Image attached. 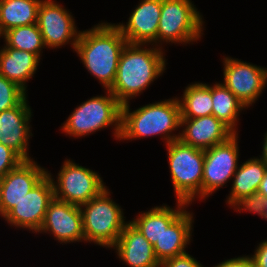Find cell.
<instances>
[{"instance_id":"52a82bcc","label":"cell","mask_w":267,"mask_h":267,"mask_svg":"<svg viewBox=\"0 0 267 267\" xmlns=\"http://www.w3.org/2000/svg\"><path fill=\"white\" fill-rule=\"evenodd\" d=\"M165 146L175 200L190 206L202 200L204 150L184 144L180 139Z\"/></svg>"},{"instance_id":"1f68e13d","label":"cell","mask_w":267,"mask_h":267,"mask_svg":"<svg viewBox=\"0 0 267 267\" xmlns=\"http://www.w3.org/2000/svg\"><path fill=\"white\" fill-rule=\"evenodd\" d=\"M262 199H267V170L258 188L255 202L245 212L249 213Z\"/></svg>"},{"instance_id":"2e32d148","label":"cell","mask_w":267,"mask_h":267,"mask_svg":"<svg viewBox=\"0 0 267 267\" xmlns=\"http://www.w3.org/2000/svg\"><path fill=\"white\" fill-rule=\"evenodd\" d=\"M267 165L259 157H250L238 165L225 203L237 213L245 212L256 200Z\"/></svg>"},{"instance_id":"ba28073f","label":"cell","mask_w":267,"mask_h":267,"mask_svg":"<svg viewBox=\"0 0 267 267\" xmlns=\"http://www.w3.org/2000/svg\"><path fill=\"white\" fill-rule=\"evenodd\" d=\"M65 158L56 179L50 171L54 187V198L75 205L87 203L98 196L107 186L98 172Z\"/></svg>"},{"instance_id":"d6a6232c","label":"cell","mask_w":267,"mask_h":267,"mask_svg":"<svg viewBox=\"0 0 267 267\" xmlns=\"http://www.w3.org/2000/svg\"><path fill=\"white\" fill-rule=\"evenodd\" d=\"M249 213L258 215L267 221V199H262Z\"/></svg>"},{"instance_id":"7a4b0ae2","label":"cell","mask_w":267,"mask_h":267,"mask_svg":"<svg viewBox=\"0 0 267 267\" xmlns=\"http://www.w3.org/2000/svg\"><path fill=\"white\" fill-rule=\"evenodd\" d=\"M128 42L112 22L101 21L91 29L81 30L74 52L104 90L114 84L120 55Z\"/></svg>"},{"instance_id":"44dd1931","label":"cell","mask_w":267,"mask_h":267,"mask_svg":"<svg viewBox=\"0 0 267 267\" xmlns=\"http://www.w3.org/2000/svg\"><path fill=\"white\" fill-rule=\"evenodd\" d=\"M189 204L176 200L175 207L167 204L154 206L148 211H141L129 220L142 235L154 246L164 231L187 209Z\"/></svg>"},{"instance_id":"f546056e","label":"cell","mask_w":267,"mask_h":267,"mask_svg":"<svg viewBox=\"0 0 267 267\" xmlns=\"http://www.w3.org/2000/svg\"><path fill=\"white\" fill-rule=\"evenodd\" d=\"M257 244L253 255L250 254L249 256L253 260L254 267H267V239Z\"/></svg>"},{"instance_id":"7c38bea8","label":"cell","mask_w":267,"mask_h":267,"mask_svg":"<svg viewBox=\"0 0 267 267\" xmlns=\"http://www.w3.org/2000/svg\"><path fill=\"white\" fill-rule=\"evenodd\" d=\"M54 199V187L47 174L4 217L10 227L37 233L41 228L49 203Z\"/></svg>"},{"instance_id":"d6986e66","label":"cell","mask_w":267,"mask_h":267,"mask_svg":"<svg viewBox=\"0 0 267 267\" xmlns=\"http://www.w3.org/2000/svg\"><path fill=\"white\" fill-rule=\"evenodd\" d=\"M117 258L129 267H160L153 245L142 233L128 222L118 241L111 248Z\"/></svg>"},{"instance_id":"4fadbf2b","label":"cell","mask_w":267,"mask_h":267,"mask_svg":"<svg viewBox=\"0 0 267 267\" xmlns=\"http://www.w3.org/2000/svg\"><path fill=\"white\" fill-rule=\"evenodd\" d=\"M52 235L62 245L84 242L82 212L79 205L53 199L36 234Z\"/></svg>"},{"instance_id":"e0dca14e","label":"cell","mask_w":267,"mask_h":267,"mask_svg":"<svg viewBox=\"0 0 267 267\" xmlns=\"http://www.w3.org/2000/svg\"><path fill=\"white\" fill-rule=\"evenodd\" d=\"M125 23H114L131 44H153L157 46L162 0H139Z\"/></svg>"},{"instance_id":"8fae6325","label":"cell","mask_w":267,"mask_h":267,"mask_svg":"<svg viewBox=\"0 0 267 267\" xmlns=\"http://www.w3.org/2000/svg\"><path fill=\"white\" fill-rule=\"evenodd\" d=\"M56 1L42 0L38 9L37 26L46 49L69 45L74 51L81 30H78L72 12Z\"/></svg>"},{"instance_id":"4316f807","label":"cell","mask_w":267,"mask_h":267,"mask_svg":"<svg viewBox=\"0 0 267 267\" xmlns=\"http://www.w3.org/2000/svg\"><path fill=\"white\" fill-rule=\"evenodd\" d=\"M17 83L0 75V112L18 106L27 96Z\"/></svg>"},{"instance_id":"4dcf8cb0","label":"cell","mask_w":267,"mask_h":267,"mask_svg":"<svg viewBox=\"0 0 267 267\" xmlns=\"http://www.w3.org/2000/svg\"><path fill=\"white\" fill-rule=\"evenodd\" d=\"M213 267H254L253 260L249 255H243L225 259Z\"/></svg>"},{"instance_id":"f1b7e54d","label":"cell","mask_w":267,"mask_h":267,"mask_svg":"<svg viewBox=\"0 0 267 267\" xmlns=\"http://www.w3.org/2000/svg\"><path fill=\"white\" fill-rule=\"evenodd\" d=\"M160 267H204L196 260L195 257L190 255L188 252L175 256L173 258L167 259L160 264Z\"/></svg>"},{"instance_id":"603a6c76","label":"cell","mask_w":267,"mask_h":267,"mask_svg":"<svg viewBox=\"0 0 267 267\" xmlns=\"http://www.w3.org/2000/svg\"><path fill=\"white\" fill-rule=\"evenodd\" d=\"M42 0H0V37L8 30L37 23Z\"/></svg>"},{"instance_id":"83f0119b","label":"cell","mask_w":267,"mask_h":267,"mask_svg":"<svg viewBox=\"0 0 267 267\" xmlns=\"http://www.w3.org/2000/svg\"><path fill=\"white\" fill-rule=\"evenodd\" d=\"M24 161L14 150L0 143V179Z\"/></svg>"},{"instance_id":"9c48e42d","label":"cell","mask_w":267,"mask_h":267,"mask_svg":"<svg viewBox=\"0 0 267 267\" xmlns=\"http://www.w3.org/2000/svg\"><path fill=\"white\" fill-rule=\"evenodd\" d=\"M238 138L239 133H235L225 142L204 150L202 201L231 182L240 164Z\"/></svg>"},{"instance_id":"277c9868","label":"cell","mask_w":267,"mask_h":267,"mask_svg":"<svg viewBox=\"0 0 267 267\" xmlns=\"http://www.w3.org/2000/svg\"><path fill=\"white\" fill-rule=\"evenodd\" d=\"M93 96L77 105L59 130L68 137L83 138L101 129L111 128L115 140L120 139L122 104L109 91Z\"/></svg>"},{"instance_id":"30bf717a","label":"cell","mask_w":267,"mask_h":267,"mask_svg":"<svg viewBox=\"0 0 267 267\" xmlns=\"http://www.w3.org/2000/svg\"><path fill=\"white\" fill-rule=\"evenodd\" d=\"M220 81L246 107L254 106L267 87V68L224 55Z\"/></svg>"},{"instance_id":"7402d4cb","label":"cell","mask_w":267,"mask_h":267,"mask_svg":"<svg viewBox=\"0 0 267 267\" xmlns=\"http://www.w3.org/2000/svg\"><path fill=\"white\" fill-rule=\"evenodd\" d=\"M40 62L41 59L31 52L13 49L6 44L0 46V75L17 83L26 92L27 83L35 76Z\"/></svg>"},{"instance_id":"9a60e30c","label":"cell","mask_w":267,"mask_h":267,"mask_svg":"<svg viewBox=\"0 0 267 267\" xmlns=\"http://www.w3.org/2000/svg\"><path fill=\"white\" fill-rule=\"evenodd\" d=\"M34 159L24 160L0 179V218H3L46 175Z\"/></svg>"},{"instance_id":"836d02e7","label":"cell","mask_w":267,"mask_h":267,"mask_svg":"<svg viewBox=\"0 0 267 267\" xmlns=\"http://www.w3.org/2000/svg\"><path fill=\"white\" fill-rule=\"evenodd\" d=\"M264 139H263V143H262V152L259 155V158L262 159L264 161V163L267 165V131L266 133H264L263 135Z\"/></svg>"},{"instance_id":"5b68a950","label":"cell","mask_w":267,"mask_h":267,"mask_svg":"<svg viewBox=\"0 0 267 267\" xmlns=\"http://www.w3.org/2000/svg\"><path fill=\"white\" fill-rule=\"evenodd\" d=\"M107 187L98 196L80 205L85 243L110 250L118 241L126 221L123 208L111 198Z\"/></svg>"},{"instance_id":"ac0fdd59","label":"cell","mask_w":267,"mask_h":267,"mask_svg":"<svg viewBox=\"0 0 267 267\" xmlns=\"http://www.w3.org/2000/svg\"><path fill=\"white\" fill-rule=\"evenodd\" d=\"M180 140L194 148L207 150L228 140L235 133L214 115L181 118Z\"/></svg>"},{"instance_id":"484cf974","label":"cell","mask_w":267,"mask_h":267,"mask_svg":"<svg viewBox=\"0 0 267 267\" xmlns=\"http://www.w3.org/2000/svg\"><path fill=\"white\" fill-rule=\"evenodd\" d=\"M2 38L8 47L28 51L42 59L43 49H46L42 34L37 23L12 28L6 31Z\"/></svg>"},{"instance_id":"d4e9b609","label":"cell","mask_w":267,"mask_h":267,"mask_svg":"<svg viewBox=\"0 0 267 267\" xmlns=\"http://www.w3.org/2000/svg\"><path fill=\"white\" fill-rule=\"evenodd\" d=\"M212 84V115L227 125L234 133H239V116L246 110V107L220 81Z\"/></svg>"},{"instance_id":"ffe728a7","label":"cell","mask_w":267,"mask_h":267,"mask_svg":"<svg viewBox=\"0 0 267 267\" xmlns=\"http://www.w3.org/2000/svg\"><path fill=\"white\" fill-rule=\"evenodd\" d=\"M187 208L163 233L153 248L160 263L187 252L194 231V213Z\"/></svg>"},{"instance_id":"3957f363","label":"cell","mask_w":267,"mask_h":267,"mask_svg":"<svg viewBox=\"0 0 267 267\" xmlns=\"http://www.w3.org/2000/svg\"><path fill=\"white\" fill-rule=\"evenodd\" d=\"M131 110L130 102L122 105L119 142L160 136L166 145L180 138L181 112L177 96Z\"/></svg>"},{"instance_id":"5bb4252c","label":"cell","mask_w":267,"mask_h":267,"mask_svg":"<svg viewBox=\"0 0 267 267\" xmlns=\"http://www.w3.org/2000/svg\"><path fill=\"white\" fill-rule=\"evenodd\" d=\"M33 110L28 96L13 108L0 112V143L14 150L23 160H31L30 139L33 137Z\"/></svg>"},{"instance_id":"6da1fadb","label":"cell","mask_w":267,"mask_h":267,"mask_svg":"<svg viewBox=\"0 0 267 267\" xmlns=\"http://www.w3.org/2000/svg\"><path fill=\"white\" fill-rule=\"evenodd\" d=\"M167 50L153 44H131L124 47L114 84L109 91L122 104L137 98L165 73Z\"/></svg>"},{"instance_id":"cb8c5ba5","label":"cell","mask_w":267,"mask_h":267,"mask_svg":"<svg viewBox=\"0 0 267 267\" xmlns=\"http://www.w3.org/2000/svg\"><path fill=\"white\" fill-rule=\"evenodd\" d=\"M181 118H199L212 115V84L192 82L178 97Z\"/></svg>"},{"instance_id":"8992f818","label":"cell","mask_w":267,"mask_h":267,"mask_svg":"<svg viewBox=\"0 0 267 267\" xmlns=\"http://www.w3.org/2000/svg\"><path fill=\"white\" fill-rule=\"evenodd\" d=\"M204 24V17L192 0H162L157 47L198 43L204 35Z\"/></svg>"}]
</instances>
